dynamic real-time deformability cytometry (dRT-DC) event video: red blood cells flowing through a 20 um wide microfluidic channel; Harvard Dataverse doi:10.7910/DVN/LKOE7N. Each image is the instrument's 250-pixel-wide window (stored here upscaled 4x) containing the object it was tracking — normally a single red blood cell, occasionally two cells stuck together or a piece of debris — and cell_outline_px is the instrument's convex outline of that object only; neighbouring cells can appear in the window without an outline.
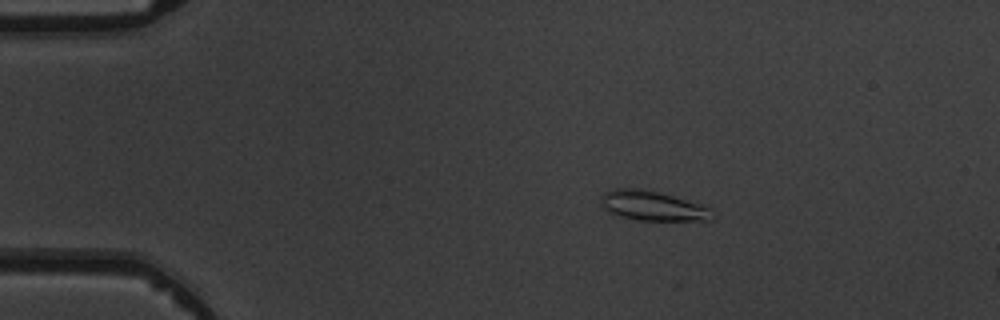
{"species": "common noctule bat (a hibernating species)", "species_latin": "Nyctalus noctula", "temperature_condition": "warm", "stored_images_in_passage": 5, "camera_frame_rate_fps": 3000, "um_per_image_px": 0.085, "animal": {"sex": "male", "body_mass_g": 19.5, "forearm_length_mm": 54.6}, "frame": {"image": 1, "passage_image": 3, "time_ms": 2.333, "image_size_px": [1000, 320], "cell_outline_px": [[712, 220], [640, 220], [620, 216], [604, 208], [600, 204], [600, 196], [604, 192], [616, 188], [644, 188], [660, 192], [712, 208]], "centroid_in_image_um": [55.45, 17.48], "position_along_channel_um": 29.6, "area_um2": 19.19}}